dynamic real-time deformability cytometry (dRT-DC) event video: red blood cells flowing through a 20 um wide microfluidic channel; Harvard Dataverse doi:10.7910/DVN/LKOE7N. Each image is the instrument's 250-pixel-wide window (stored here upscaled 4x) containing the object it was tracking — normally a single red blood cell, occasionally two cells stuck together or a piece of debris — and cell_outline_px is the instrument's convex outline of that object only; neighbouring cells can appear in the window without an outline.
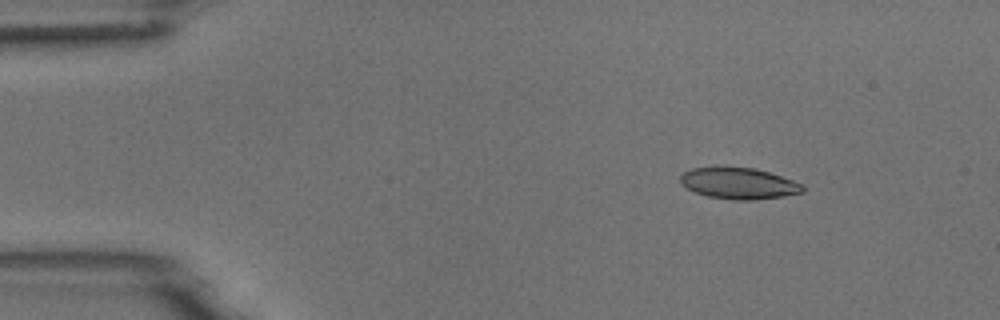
{"species": "common noctule bat (a hibernating species)", "species_latin": "Nyctalus noctula", "temperature_condition": "room temperature", "stored_images_in_passage": 4, "camera_frame_rate_fps": 3000, "um_per_image_px": 0.085, "animal": {"sex": "male", "body_mass_g": 18.8}, "frame": {"image": 1, "passage_image": 2, "time_ms": 2.0, "image_size_px": [1000, 320], "cell_outline_px": [[804, 192], [784, 196], [752, 200], [736, 200], [708, 196], [696, 192], [680, 184], [680, 176], [684, 172], [692, 168], [756, 168], [804, 184]], "centroid_in_image_um": [62.82, 15.6], "position_along_channel_um": 22.2, "area_um2": 21.96}}